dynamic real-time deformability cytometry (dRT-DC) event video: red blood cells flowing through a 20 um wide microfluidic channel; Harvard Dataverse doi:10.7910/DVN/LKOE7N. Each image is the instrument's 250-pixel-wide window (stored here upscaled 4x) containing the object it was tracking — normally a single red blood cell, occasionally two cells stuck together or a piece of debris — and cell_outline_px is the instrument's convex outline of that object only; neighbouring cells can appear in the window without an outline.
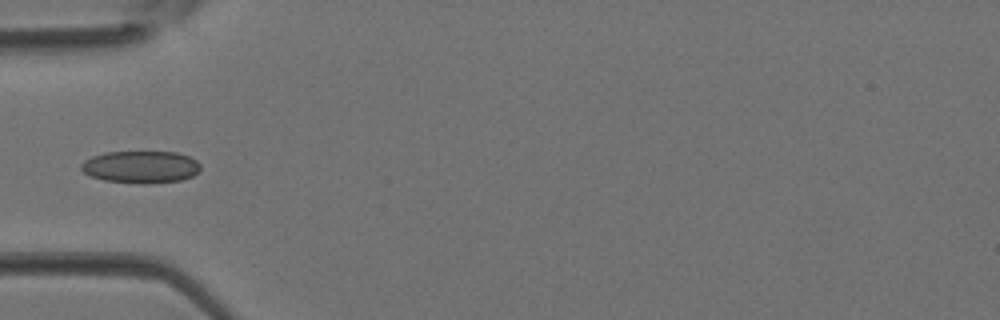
{"species": "Egyptian fruit bat (a non-hibernating species)", "species_latin": "Rousettus aegyptiacus", "temperature_condition": "room temperature", "stored_images_in_passage": 4, "camera_frame_rate_fps": 3000, "um_per_image_px": 0.085, "animal": {"sex": "female"}, "frame": {"image": 1, "passage_image": 4, "time_ms": 1.0, "image_size_px": [1000, 320], "cell_outline_px": [[200, 172], [192, 176], [180, 180], [144, 184], [140, 184], [104, 180], [92, 176], [84, 172], [80, 168], [80, 164], [84, 160], [92, 156], [104, 152], [176, 152], [188, 156], [196, 160], [200, 164]], "centroid_in_image_um": [11.96, 14.19], "position_along_channel_um": 73.0, "area_um2": 22.48}}